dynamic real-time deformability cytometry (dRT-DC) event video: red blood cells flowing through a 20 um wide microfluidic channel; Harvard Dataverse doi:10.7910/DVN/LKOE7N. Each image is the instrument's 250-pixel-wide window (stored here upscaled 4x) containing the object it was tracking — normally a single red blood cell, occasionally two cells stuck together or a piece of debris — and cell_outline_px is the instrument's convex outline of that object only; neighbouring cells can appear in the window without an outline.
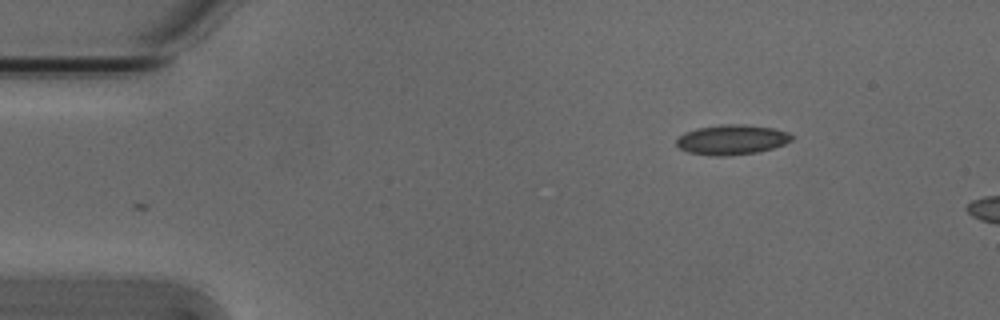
{"species": "Egyptian fruit bat (a non-hibernating species)", "species_latin": "Rousettus aegyptiacus", "temperature_condition": "cold", "stored_images_in_passage": 2, "camera_frame_rate_fps": 3000, "um_per_image_px": 0.085, "animal": {"sex": "male"}, "frame": {"image": 1, "passage_image": 2, "time_ms": 0.333, "image_size_px": [1000, 320], "cell_outline_px": [[792, 140], [784, 144], [772, 148], [756, 152], [728, 156], [716, 156], [688, 152], [680, 148], [676, 144], [676, 140], [684, 132], [696, 128], [724, 124], [740, 124], [772, 128], [788, 132], [792, 136]], "centroid_in_image_um": [62.18, 11.87], "position_along_channel_um": 22.8, "area_um2": 19.94}}